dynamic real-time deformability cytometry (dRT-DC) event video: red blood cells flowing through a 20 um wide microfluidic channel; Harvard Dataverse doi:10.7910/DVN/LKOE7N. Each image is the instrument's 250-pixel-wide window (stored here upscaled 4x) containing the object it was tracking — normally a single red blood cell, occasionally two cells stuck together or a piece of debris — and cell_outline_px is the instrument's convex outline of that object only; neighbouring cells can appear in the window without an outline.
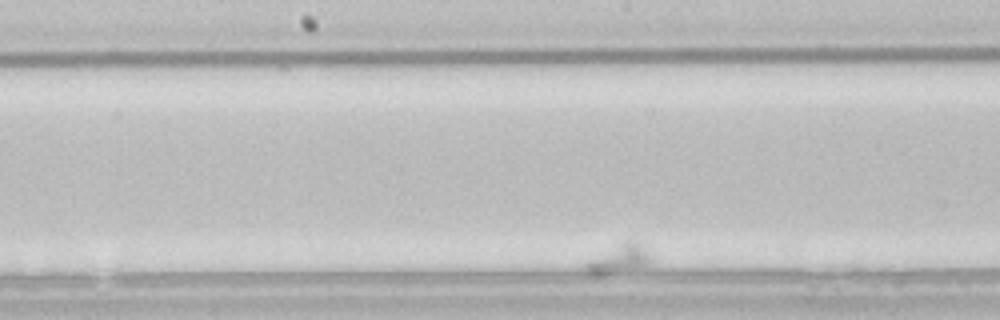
{"species": "common noctule bat (a hibernating species)", "species_latin": "Nyctalus noctula", "temperature_condition": "room temperature", "stored_images_in_passage": 48, "camera_frame_rate_fps": 3000, "um_per_image_px": 0.085, "animal": {"sex": "male", "body_mass_g": 21.5, "forearm_length_mm": 52.0}, "frame": {"image": 1, "passage_image": 48, "time_ms": 15.667, "image_size_px": [1000, 320], "cell_outline_px": [[652, 260], [648, 264], [600, 276], [592, 276], [584, 268], [584, 264], [588, 260], [624, 240], [636, 240], [652, 256]], "centroid_in_image_um": [52.58, 22.0], "position_along_channel_um": 195.6, "area_um2": 10.81}}